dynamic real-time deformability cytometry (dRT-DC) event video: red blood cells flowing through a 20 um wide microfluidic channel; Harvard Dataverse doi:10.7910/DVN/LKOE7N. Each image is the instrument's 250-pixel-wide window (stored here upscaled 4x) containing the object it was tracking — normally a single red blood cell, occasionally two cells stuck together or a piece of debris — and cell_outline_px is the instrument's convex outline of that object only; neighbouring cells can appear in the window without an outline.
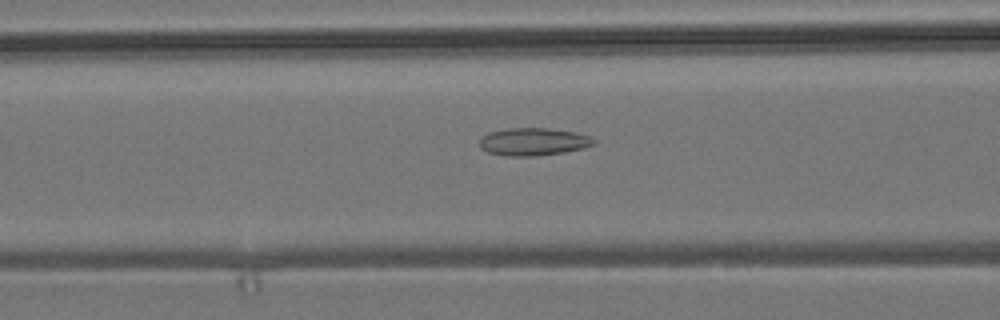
{"species": "common noctule bat (a hibernating species)", "species_latin": "Nyctalus noctula", "temperature_condition": "room temperature", "stored_images_in_passage": 46, "camera_frame_rate_fps": 3000, "um_per_image_px": 0.085, "animal": {"sex": "male", "body_mass_g": 19.2, "forearm_length_mm": 51.8}, "frame": {"image": 1, "passage_image": 19, "time_ms": 6.0, "image_size_px": [1000, 320], "cell_outline_px": [[596, 144], [584, 148], [564, 152], [536, 156], [508, 156], [488, 152], [480, 148], [480, 136], [488, 132], [508, 128], [548, 128], [576, 132], [592, 136], [596, 140]], "centroid_in_image_um": [45.36, 12.04], "position_along_channel_um": 121.2, "area_um2": 18.67}}
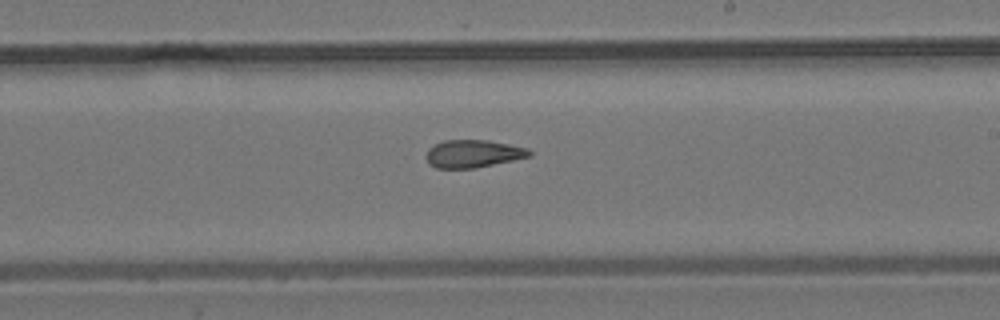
{"frame": {"image": 2, "passage_image": 29, "time_ms": 9.333, "image_size_px": [1000, 320], "cell_outline_px": [[532, 156], [476, 168], [436, 168], [428, 164], [424, 156], [428, 148], [444, 140], [488, 140], [528, 148], [532, 152]], "centroid_in_image_um": [40.19, 13.07], "position_along_channel_um": 248.8, "area_um2": 16.82}}
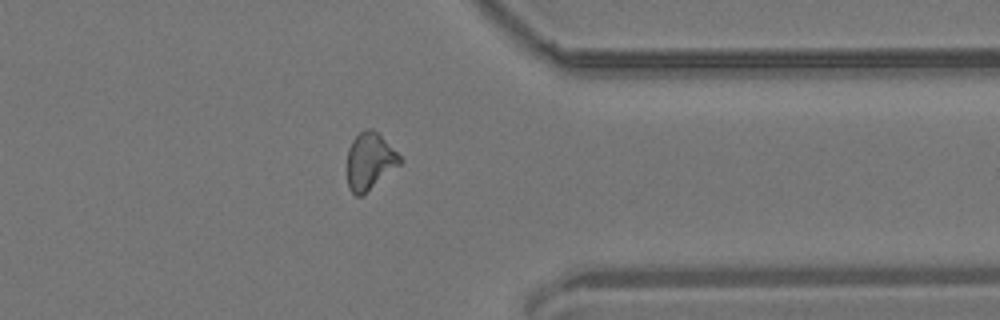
{"frame": {"image": 3, "passage_image": 40, "time_ms": 13.0, "image_size_px": [1000, 320], "cell_outline_px": [[400, 164], [364, 196], [356, 196], [348, 188], [348, 148], [352, 140], [364, 128], [372, 128], [400, 156]], "centroid_in_image_um": [31.4, 13.74], "position_along_channel_um": 380.0, "area_um2": 17.34}}